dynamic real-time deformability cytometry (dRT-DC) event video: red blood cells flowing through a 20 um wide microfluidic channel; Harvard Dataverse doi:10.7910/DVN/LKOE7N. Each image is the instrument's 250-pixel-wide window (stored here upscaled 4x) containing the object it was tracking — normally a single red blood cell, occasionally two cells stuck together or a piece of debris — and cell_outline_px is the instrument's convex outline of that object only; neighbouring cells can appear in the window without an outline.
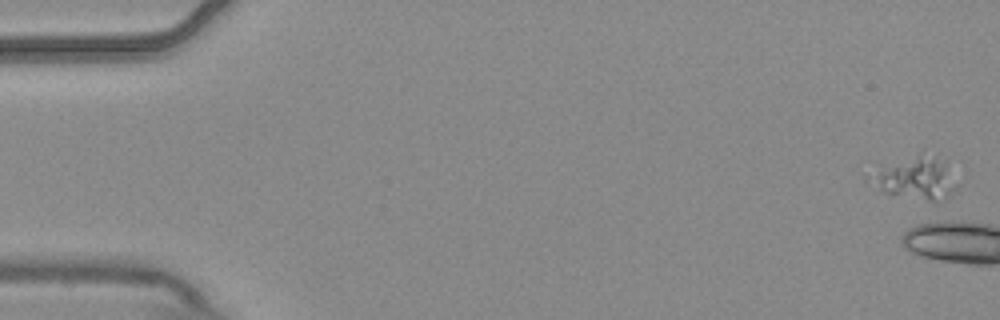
{"species": "common noctule bat (a hibernating species)", "species_latin": "Nyctalus noctula", "temperature_condition": "warm", "stored_images_in_passage": 7, "camera_frame_rate_fps": 3000, "um_per_image_px": 0.085, "animal": {"sex": "male", "body_mass_g": 20.4}, "frame": {"image": 1, "passage_image": 1, "time_ms": 0.0, "image_size_px": [1000, 320], "cell_outline_px": [[956, 188], [944, 200], [928, 200], [888, 192], [864, 180], [868, 176], [920, 152], [940, 164], [944, 168]], "centroid_in_image_um": [77.77, 15.2], "position_along_channel_um": 7.2, "area_um2": 19.02}}